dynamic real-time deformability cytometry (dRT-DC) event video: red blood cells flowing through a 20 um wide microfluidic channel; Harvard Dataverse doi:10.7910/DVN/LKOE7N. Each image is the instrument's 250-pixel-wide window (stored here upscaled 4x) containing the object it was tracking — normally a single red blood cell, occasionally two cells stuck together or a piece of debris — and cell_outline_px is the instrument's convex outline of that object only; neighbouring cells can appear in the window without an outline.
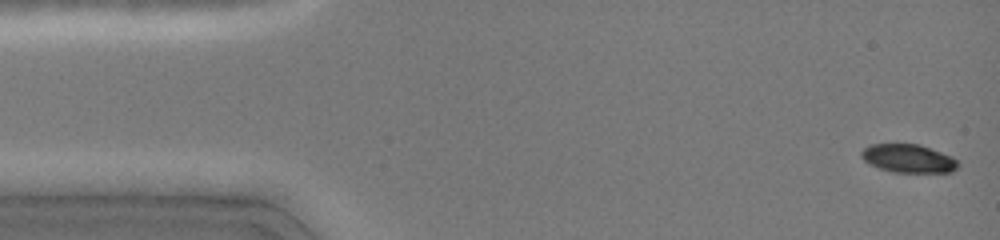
{"species": "common noctule bat (a hibernating species)", "species_latin": "Nyctalus noctula", "temperature_condition": "cold", "stored_images_in_passage": 47, "camera_frame_rate_fps": 3000, "um_per_image_px": 0.085, "animal": {"sex": "female", "body_mass_g": 19.0, "forearm_length_mm": 51.5}, "frame": {"image": 1, "passage_image": 2, "time_ms": 0.333, "image_size_px": [1000, 240], "cell_outline_px": [[960, 164], [952, 172], [892, 172], [868, 164], [860, 156], [860, 152], [864, 148], [872, 144], [920, 144], [952, 156]], "centroid_in_image_um": [77.2, 13.47], "position_along_channel_um": 7.8, "area_um2": 16.01}}
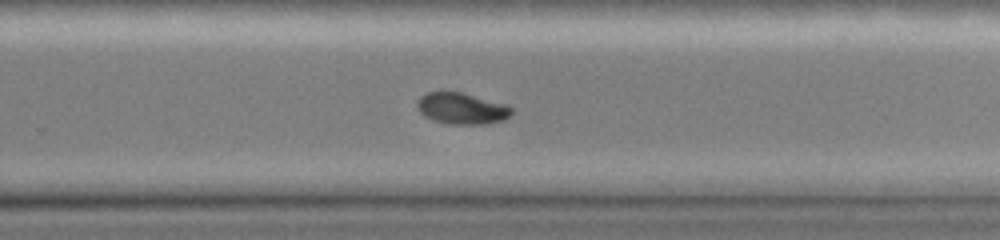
{"frame": {"image": 2, "passage_image": 25, "time_ms": 10.0, "image_size_px": [1000, 240], "cell_outline_px": [[512, 112], [504, 120], [488, 124], [448, 124], [432, 120], [424, 116], [420, 112], [416, 104], [416, 100], [420, 96], [428, 92], [460, 92], [508, 104], [512, 108]], "centroid_in_image_um": [39.24, 9.22], "position_along_channel_um": 290.6, "area_um2": 17.4}}
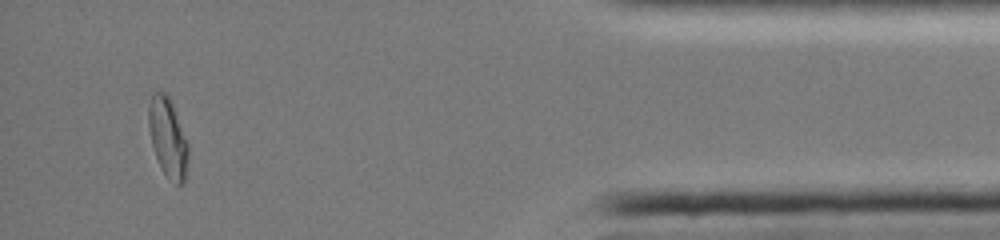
{"frame": {"image": 3, "passage_image": 41, "time_ms": 14.333, "image_size_px": [1000, 240], "cell_outline_px": [[188, 160], [184, 180], [180, 184], [176, 184], [164, 172], [156, 156], [152, 144], [148, 128], [148, 108], [152, 92], [164, 92], [168, 96], [172, 104], [188, 144]], "centroid_in_image_um": [14.25, 11.66], "position_along_channel_um": 420.9, "area_um2": 17.86}, "authors_computed_cell_mechanics": {"area_um2": 17.629, "velocity_mm_per_s": 4.0982, "shape_relaxation_time_tau1_ms": 3.0104, "shape_relaxation_time_tau2_ms": null, "deformation_change_tau1": 0.1137, "deformation_change_tau2": null}}